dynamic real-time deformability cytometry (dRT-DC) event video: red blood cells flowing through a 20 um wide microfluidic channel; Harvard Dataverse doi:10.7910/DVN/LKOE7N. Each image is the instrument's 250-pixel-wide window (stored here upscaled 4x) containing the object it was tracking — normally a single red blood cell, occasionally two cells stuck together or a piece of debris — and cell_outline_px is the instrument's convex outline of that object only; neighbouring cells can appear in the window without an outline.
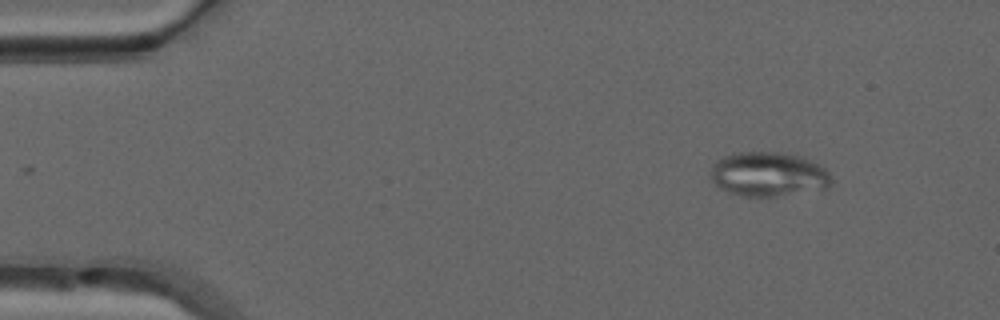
{"species": "common noctule bat (a hibernating species)", "species_latin": "Nyctalus noctula", "temperature_condition": "warm", "stored_images_in_passage": 33, "camera_frame_rate_fps": 3000, "um_per_image_px": 0.085, "animal": {"sex": "male", "forearm_length_mm": 52.5}, "frame": {"image": 1, "passage_image": 2, "time_ms": 0.333, "image_size_px": [1000, 320], "cell_outline_px": [[832, 180], [828, 188], [776, 196], [744, 196], [728, 192], [720, 188], [712, 180], [712, 168], [716, 160], [724, 156], [736, 152], [780, 152], [796, 156], [808, 160], [824, 168], [832, 176]], "centroid_in_image_um": [65.3, 14.81], "position_along_channel_um": 19.7, "area_um2": 30.87}}
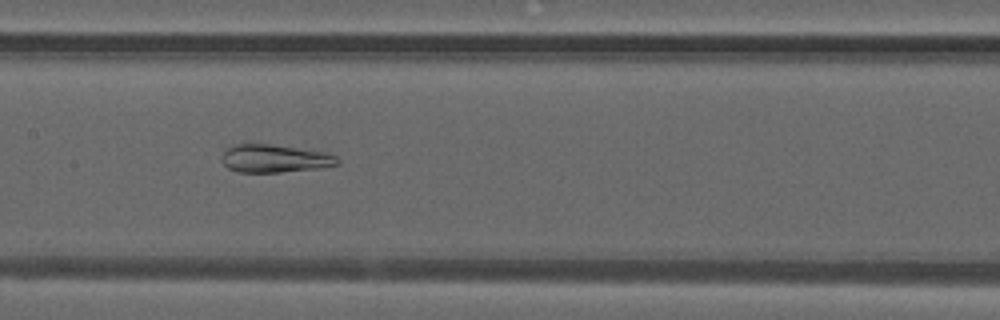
{"frame": {"image": 2, "passage_image": 21, "time_ms": 6.667, "image_size_px": [1000, 320], "cell_outline_px": [[340, 164], [316, 168], [280, 172], [240, 172], [228, 168], [224, 164], [224, 152], [228, 148], [236, 144], [268, 144], [328, 152], [336, 156], [340, 160]], "centroid_in_image_um": [23.4, 13.47], "position_along_channel_um": 184.0, "area_um2": 18.55}}
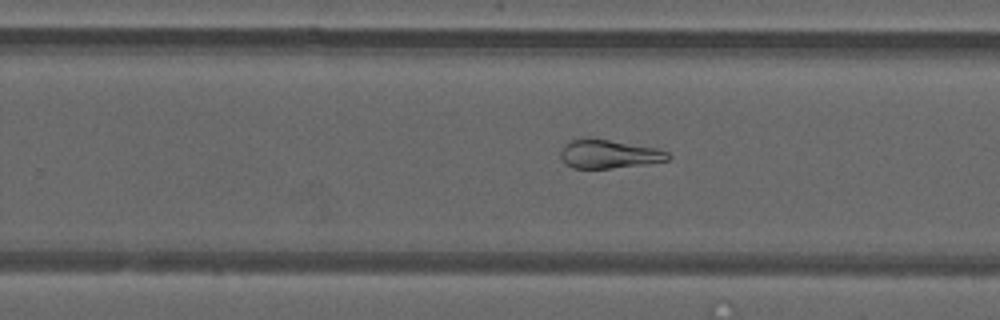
{"frame": {"image": 3, "passage_image": 28, "time_ms": 9.0, "image_size_px": [1000, 320], "cell_outline_px": [[672, 156], [668, 160], [648, 164], [612, 168], [572, 168], [564, 164], [560, 156], [560, 152], [564, 144], [572, 140], [584, 136], [588, 136], [656, 148], [668, 152]], "centroid_in_image_um": [51.72, 13.08], "position_along_channel_um": 278.1, "area_um2": 18.32}}